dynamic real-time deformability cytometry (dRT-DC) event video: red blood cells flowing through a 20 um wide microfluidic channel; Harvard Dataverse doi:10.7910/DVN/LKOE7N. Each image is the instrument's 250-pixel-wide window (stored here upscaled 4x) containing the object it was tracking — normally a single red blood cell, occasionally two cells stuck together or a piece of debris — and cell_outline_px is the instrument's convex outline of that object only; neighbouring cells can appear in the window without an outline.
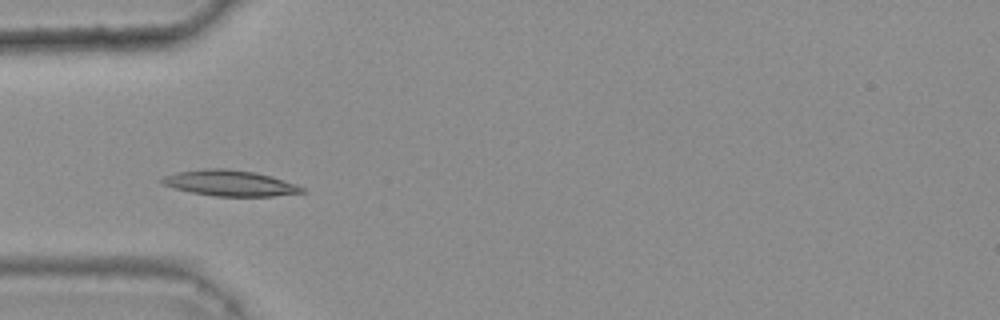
{"species": "common noctule bat (a hibernating species)", "species_latin": "Nyctalus noctula", "temperature_condition": "warm", "stored_images_in_passage": 36, "camera_frame_rate_fps": 3000, "um_per_image_px": 0.085, "animal": {"sex": "female", "body_mass_g": 25.1}, "frame": {"image": 1, "passage_image": 13, "time_ms": 4.0, "image_size_px": [1000, 320], "cell_outline_px": [[308, 192], [276, 196], [216, 196], [192, 192], [176, 188], [164, 184], [160, 180], [164, 176], [176, 172], [204, 168], [228, 168], [256, 172], [272, 176], [296, 184], [304, 188]], "centroid_in_image_um": [19.6, 15.55], "position_along_channel_um": 65.4, "area_um2": 21.1}}
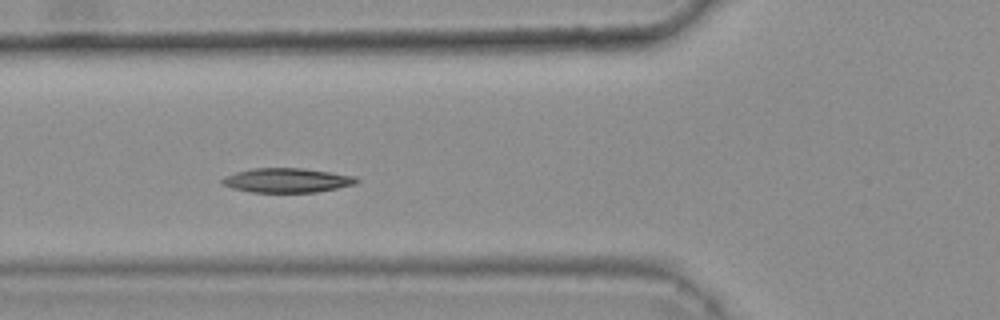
{"frame": {"image": 2, "passage_image": 16, "time_ms": 5.0, "image_size_px": [1000, 320], "cell_outline_px": [[360, 180], [356, 184], [316, 192], [252, 192], [232, 188], [220, 184], [220, 180], [224, 176], [236, 172], [252, 168], [304, 168], [356, 176]], "centroid_in_image_um": [24.37, 15.32], "position_along_channel_um": 101.4, "area_um2": 19.19}}
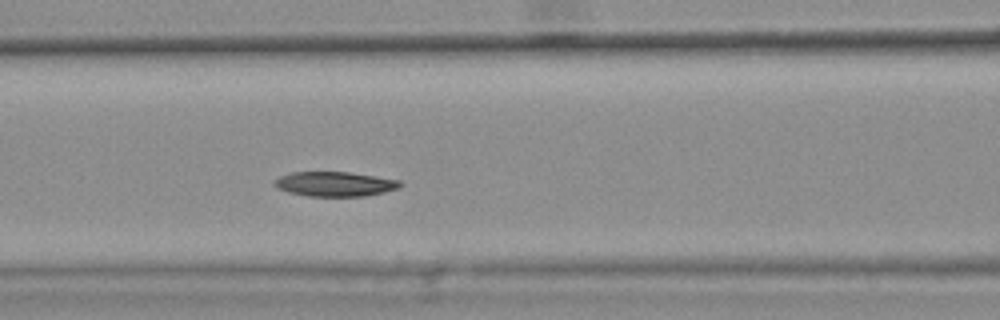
{"frame": {"image": 3, "passage_image": 19, "time_ms": 6.0, "image_size_px": [1000, 320], "cell_outline_px": [[404, 184], [400, 188], [384, 192], [364, 196], [308, 196], [288, 192], [276, 188], [272, 184], [272, 180], [280, 176], [292, 172], [348, 172], [376, 176], [400, 180]], "centroid_in_image_um": [28.45, 15.64], "position_along_channel_um": 138.1, "area_um2": 18.26}}